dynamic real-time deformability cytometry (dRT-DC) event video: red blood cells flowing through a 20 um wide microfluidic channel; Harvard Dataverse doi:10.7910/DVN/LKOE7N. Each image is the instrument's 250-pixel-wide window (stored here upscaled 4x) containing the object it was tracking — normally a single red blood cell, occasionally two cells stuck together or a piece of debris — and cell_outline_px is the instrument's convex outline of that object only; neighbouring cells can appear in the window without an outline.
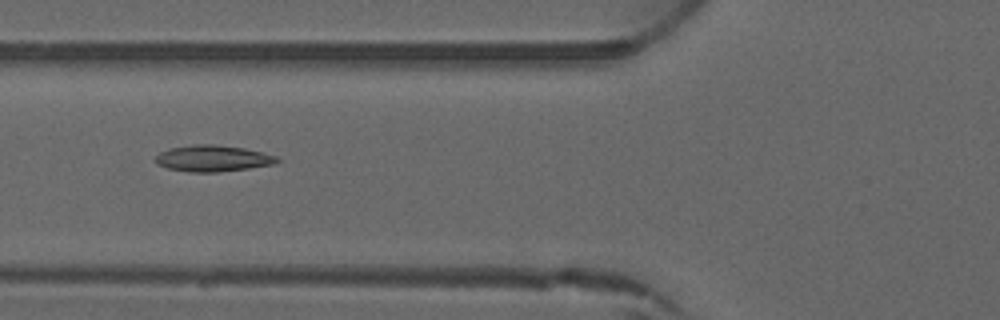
{"species": "common noctule bat (a hibernating species)", "species_latin": "Nyctalus noctula", "temperature_condition": "warm", "stored_images_in_passage": 5, "camera_frame_rate_fps": 3000, "um_per_image_px": 0.085, "animal": {"sex": "male", "forearm_length_mm": 52.5}, "frame": {"image": 1, "passage_image": 5, "time_ms": 4.333, "image_size_px": [1000, 320], "cell_outline_px": [[280, 160], [276, 164], [248, 168], [216, 172], [188, 172], [168, 168], [156, 164], [156, 156], [160, 152], [168, 148], [196, 144], [212, 144], [244, 148], [276, 156]], "centroid_in_image_um": [18.07, 13.46], "position_along_channel_um": 107.7, "area_um2": 18.55}}